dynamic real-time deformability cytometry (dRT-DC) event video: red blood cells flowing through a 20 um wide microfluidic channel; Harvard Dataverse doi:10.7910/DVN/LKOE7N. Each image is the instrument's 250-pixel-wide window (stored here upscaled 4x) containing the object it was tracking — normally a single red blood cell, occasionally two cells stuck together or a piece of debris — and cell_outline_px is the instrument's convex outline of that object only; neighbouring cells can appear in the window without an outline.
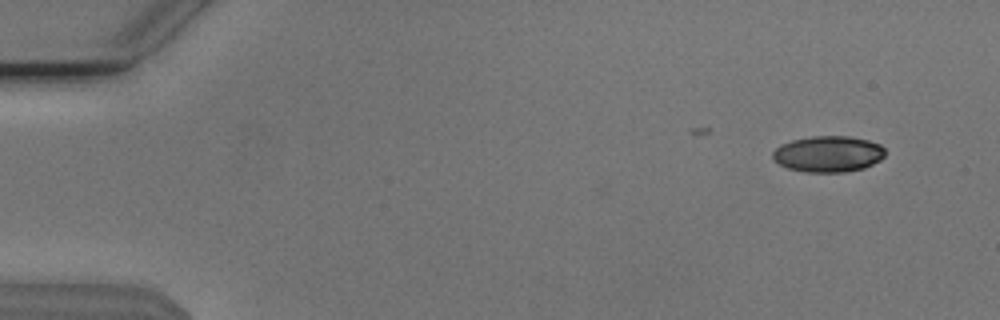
{"species": "Egyptian fruit bat (a non-hibernating species)", "species_latin": "Rousettus aegyptiacus", "temperature_condition": "cold", "stored_images_in_passage": 14, "camera_frame_rate_fps": 3000, "um_per_image_px": 0.085, "animal": {"sex": "male"}, "frame": {"image": 1, "passage_image": 2, "time_ms": 0.333, "image_size_px": [1000, 320], "cell_outline_px": [[884, 156], [880, 160], [864, 168], [844, 172], [804, 172], [788, 168], [772, 160], [772, 152], [780, 144], [792, 140], [812, 136], [848, 136], [868, 140], [880, 144], [884, 148]], "centroid_in_image_um": [70.38, 13.09], "position_along_channel_um": 14.6, "area_um2": 23.76}}